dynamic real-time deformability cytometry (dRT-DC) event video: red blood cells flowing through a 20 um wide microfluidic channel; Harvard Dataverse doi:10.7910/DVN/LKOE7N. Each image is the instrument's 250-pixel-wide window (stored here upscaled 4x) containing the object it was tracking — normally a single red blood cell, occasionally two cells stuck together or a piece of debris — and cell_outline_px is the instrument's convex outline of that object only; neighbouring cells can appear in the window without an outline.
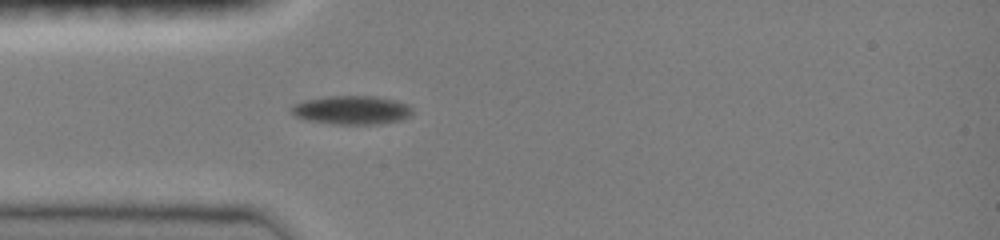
{"species": "common noctule bat (a hibernating species)", "species_latin": "Nyctalus noctula", "temperature_condition": "room temperature", "stored_images_in_passage": 2, "camera_frame_rate_fps": 3000, "um_per_image_px": 0.085, "animal": {"sex": "female", "body_mass_g": 19.0, "forearm_length_mm": 51.5}, "frame": {"image": 1, "passage_image": 2, "time_ms": 0.333, "image_size_px": [1000, 240], "cell_outline_px": [[412, 116], [400, 120], [380, 124], [336, 124], [304, 120], [296, 116], [292, 112], [292, 104], [304, 100], [328, 96], [376, 96], [396, 100], [408, 104], [412, 108]], "centroid_in_image_um": [29.92, 9.35], "position_along_channel_um": 55.1, "area_um2": 20.4}}